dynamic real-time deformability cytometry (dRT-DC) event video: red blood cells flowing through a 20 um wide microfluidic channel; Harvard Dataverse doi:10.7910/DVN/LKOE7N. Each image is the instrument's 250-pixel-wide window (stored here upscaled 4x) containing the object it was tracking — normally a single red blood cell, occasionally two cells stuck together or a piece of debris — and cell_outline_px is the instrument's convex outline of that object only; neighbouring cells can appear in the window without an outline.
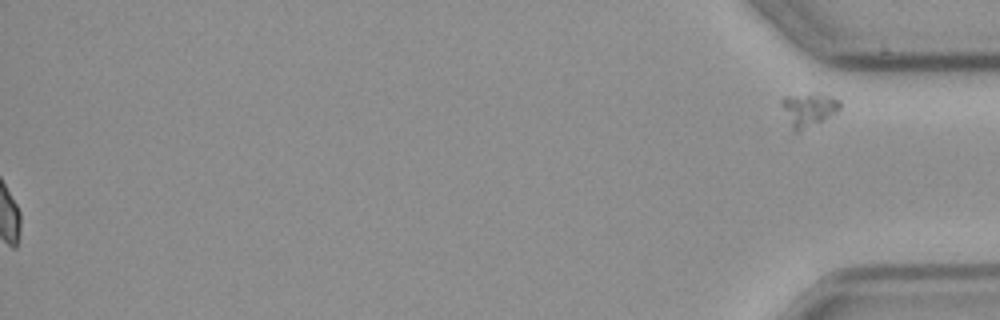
{"species": "common noctule bat (a hibernating species)", "species_latin": "Nyctalus noctula", "temperature_condition": "cold", "stored_images_in_passage": 58, "segment_of_instrument_passage": [2, 2], "camera_frame_rate_fps": 3000, "um_per_image_px": 0.085, "animal": {"sex": "male", "body_mass_g": 23.1, "forearm_length_mm": 52.7}, "frame": {"image": 1, "passage_image": 58, "time_ms": 19.0, "image_size_px": [1000, 320], "cell_outline_px": [[840, 108], [836, 112], [800, 132], [796, 132], [792, 128], [780, 104], [780, 100], [784, 96], [816, 92], [840, 100]], "centroid_in_image_um": [68.69, 9.28], "position_along_channel_um": 366.5, "area_um2": 11.33}}